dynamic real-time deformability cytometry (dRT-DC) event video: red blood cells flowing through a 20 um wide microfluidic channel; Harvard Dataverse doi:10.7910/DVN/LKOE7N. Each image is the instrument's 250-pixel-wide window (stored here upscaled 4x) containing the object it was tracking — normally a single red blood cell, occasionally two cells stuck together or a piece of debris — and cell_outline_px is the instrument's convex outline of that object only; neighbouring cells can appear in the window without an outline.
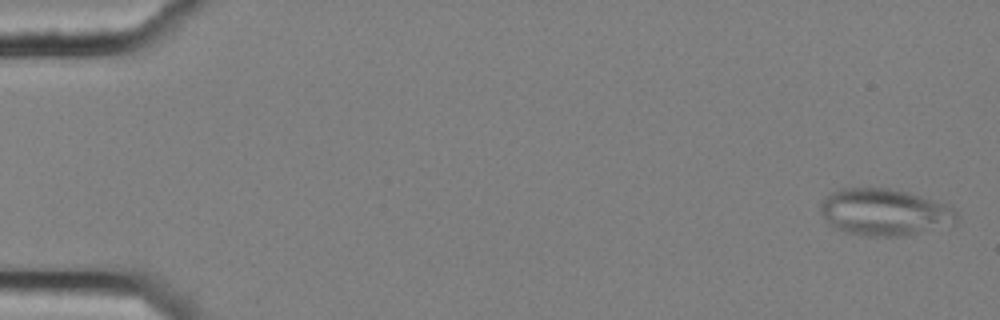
{"species": "common noctule bat (a hibernating species)", "species_latin": "Nyctalus noctula", "temperature_condition": "cold", "stored_images_in_passage": 10, "camera_frame_rate_fps": 3000, "um_per_image_px": 0.085, "animal": {"sex": "female", "body_mass_g": 25.1}, "frame": {"image": 1, "passage_image": 1, "time_ms": 0.0, "image_size_px": [1000, 320], "cell_outline_px": [[956, 224], [896, 236], [864, 236], [844, 232], [832, 228], [828, 224], [820, 212], [820, 204], [824, 196], [840, 188], [888, 188], [908, 192], [948, 204], [956, 212]], "centroid_in_image_um": [75.12, 18.02], "position_along_channel_um": 9.9, "area_um2": 37.28}}